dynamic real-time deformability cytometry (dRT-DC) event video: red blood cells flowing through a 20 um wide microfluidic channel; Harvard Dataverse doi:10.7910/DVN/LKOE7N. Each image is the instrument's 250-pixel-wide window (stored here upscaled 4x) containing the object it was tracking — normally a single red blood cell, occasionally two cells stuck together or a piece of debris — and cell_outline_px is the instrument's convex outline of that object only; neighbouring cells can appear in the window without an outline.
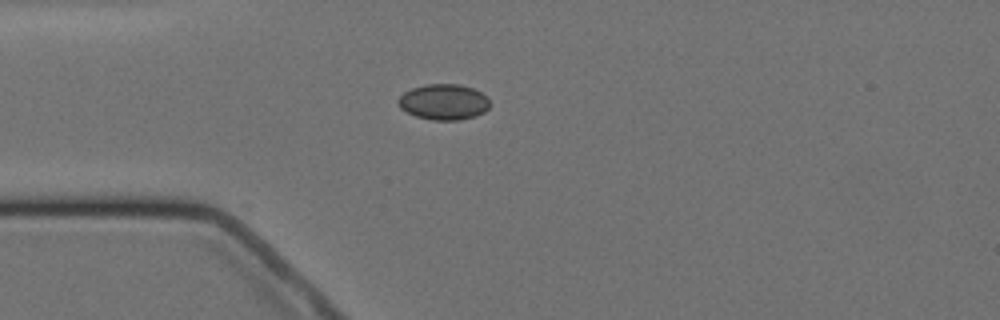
{"species": "Egyptian fruit bat (a non-hibernating species)", "species_latin": "Rousettus aegyptiacus", "temperature_condition": "cold", "stored_images_in_passage": 5, "camera_frame_rate_fps": 3000, "um_per_image_px": 0.085, "animal": {"sex": "female"}, "frame": {"image": 1, "passage_image": 4, "time_ms": 3.667, "image_size_px": [1000, 320], "cell_outline_px": [[488, 108], [484, 112], [476, 116], [460, 120], [432, 120], [416, 116], [400, 108], [396, 100], [404, 92], [412, 88], [428, 84], [460, 84], [472, 88], [488, 96]], "centroid_in_image_um": [37.71, 8.67], "position_along_channel_um": 47.3, "area_um2": 19.07}}